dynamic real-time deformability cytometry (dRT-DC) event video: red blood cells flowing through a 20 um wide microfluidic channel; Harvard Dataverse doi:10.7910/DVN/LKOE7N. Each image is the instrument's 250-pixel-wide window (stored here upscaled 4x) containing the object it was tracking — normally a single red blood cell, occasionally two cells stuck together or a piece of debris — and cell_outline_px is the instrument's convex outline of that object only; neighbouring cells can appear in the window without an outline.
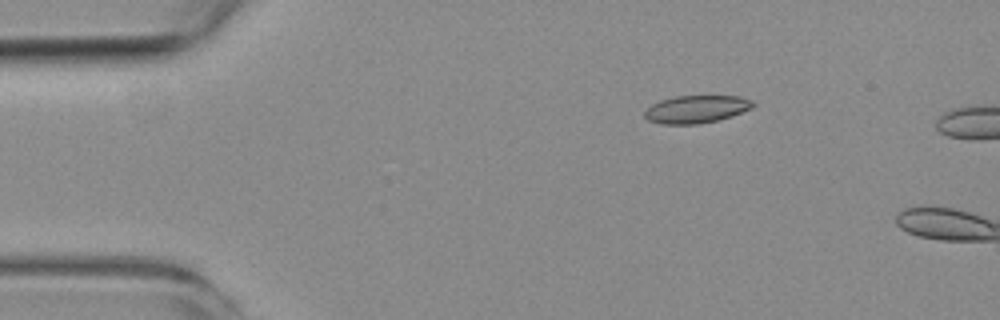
{"species": "common noctule bat (a hibernating species)", "species_latin": "Nyctalus noctula", "temperature_condition": "room temperature", "stored_images_in_passage": 2, "camera_frame_rate_fps": 3000, "um_per_image_px": 0.085, "animal": {"sex": "female", "body_mass_g": 19.3, "forearm_length_mm": 54.1}, "frame": {"image": 1, "passage_image": 1, "time_ms": 0.0, "image_size_px": [1000, 320], "cell_outline_px": [[756, 104], [752, 108], [732, 116], [716, 120], [696, 124], [660, 124], [648, 120], [644, 116], [644, 112], [652, 104], [660, 100], [676, 96], [740, 96], [752, 100]], "centroid_in_image_um": [59.19, 9.28], "position_along_channel_um": 25.8, "area_um2": 17.46}}